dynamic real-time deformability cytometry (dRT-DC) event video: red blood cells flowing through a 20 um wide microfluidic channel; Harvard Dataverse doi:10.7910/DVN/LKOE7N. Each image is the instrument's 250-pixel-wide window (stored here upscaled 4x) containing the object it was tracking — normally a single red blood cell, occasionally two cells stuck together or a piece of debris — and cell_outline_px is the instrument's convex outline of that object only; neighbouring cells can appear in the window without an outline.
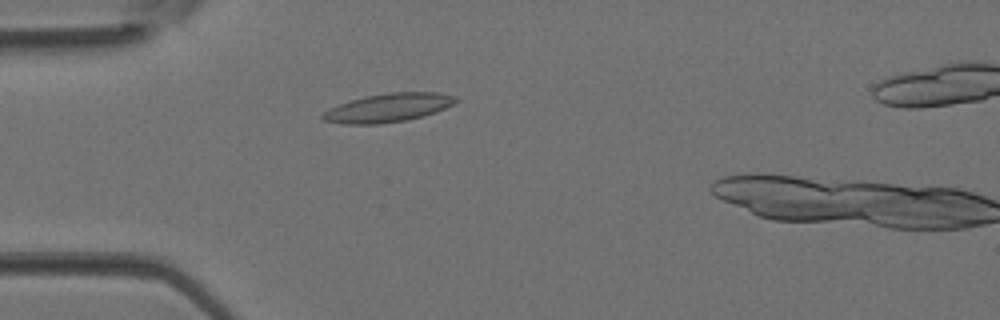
{"species": "Egyptian fruit bat (a non-hibernating species)", "species_latin": "Rousettus aegyptiacus", "temperature_condition": "room temperature", "stored_images_in_passage": 34, "camera_frame_rate_fps": 3000, "um_per_image_px": 0.085, "animal": {"sex": "female"}, "frame": {"image": 1, "passage_image": 7, "time_ms": 2.0, "image_size_px": [1000, 320], "cell_outline_px": [[460, 100], [456, 104], [436, 112], [424, 116], [408, 120], [376, 124], [344, 124], [324, 120], [320, 116], [324, 112], [340, 104], [364, 96], [392, 92], [436, 92], [456, 96]], "centroid_in_image_um": [33.08, 9.15], "position_along_channel_um": 51.9, "area_um2": 22.2}}
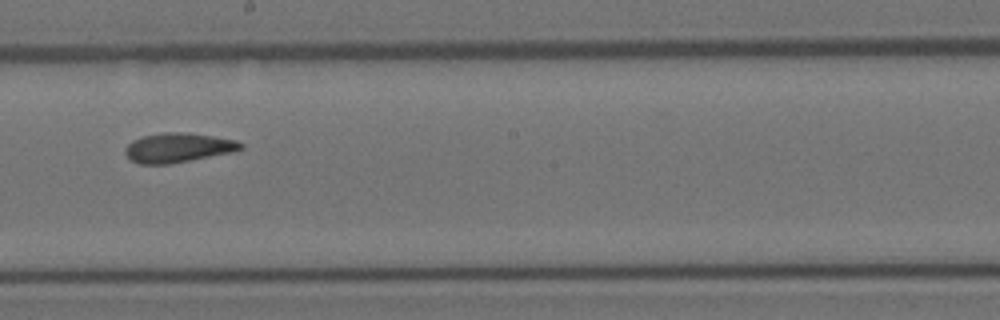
{"frame": {"image": 2, "passage_image": 19, "time_ms": 6.0, "image_size_px": [1000, 320], "cell_outline_px": [[244, 148], [228, 152], [168, 164], [140, 164], [132, 160], [124, 152], [124, 148], [132, 140], [144, 136], [164, 132], [188, 132], [236, 140], [244, 144]], "centroid_in_image_um": [15.1, 12.54], "position_along_channel_um": 233.1, "area_um2": 19.48}}
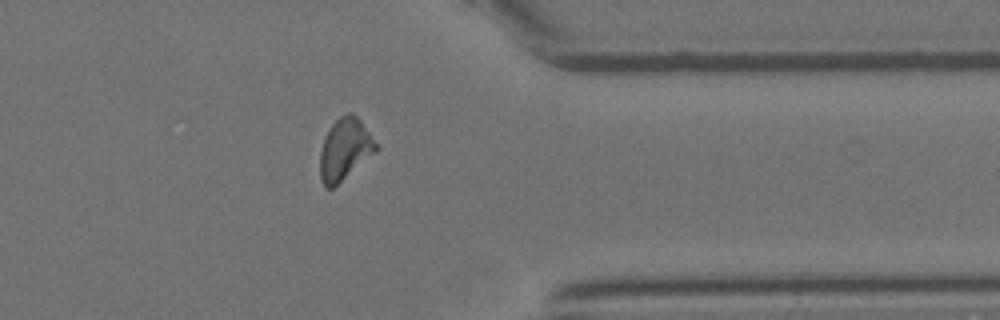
{"frame": {"image": 3, "passage_image": 29, "time_ms": 9.333, "image_size_px": [1000, 320], "cell_outline_px": [[380, 148], [376, 152], [332, 188], [324, 188], [320, 180], [320, 152], [324, 140], [332, 124], [340, 116], [348, 112], [352, 112], [360, 120]], "centroid_in_image_um": [29.31, 12.7], "position_along_channel_um": 382.1, "area_um2": 19.88}}